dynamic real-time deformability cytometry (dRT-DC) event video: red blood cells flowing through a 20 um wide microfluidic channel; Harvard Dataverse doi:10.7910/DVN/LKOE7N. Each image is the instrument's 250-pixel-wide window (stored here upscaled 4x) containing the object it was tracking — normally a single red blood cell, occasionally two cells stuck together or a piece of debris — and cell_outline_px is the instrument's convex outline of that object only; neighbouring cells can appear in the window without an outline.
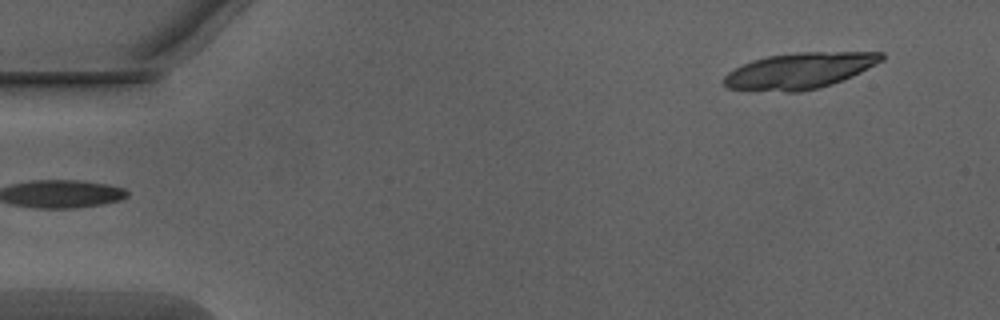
{"species": "Egyptian fruit bat (a non-hibernating species)", "species_latin": "Rousettus aegyptiacus", "temperature_condition": "warm", "stored_images_in_passage": 14, "camera_frame_rate_fps": 3000, "um_per_image_px": 0.085, "animal": {"sex": "male"}, "frame": {"image": 1, "passage_image": 1, "time_ms": 0.0, "image_size_px": [1000, 320], "cell_outline_px": [[884, 60], [852, 76], [832, 84], [820, 88], [800, 92], [784, 92], [728, 88], [720, 80], [728, 72], [752, 60], [768, 56], [796, 52], [884, 52]], "centroid_in_image_um": [67.97, 6.01], "position_along_channel_um": 17.0, "area_um2": 33.12}}